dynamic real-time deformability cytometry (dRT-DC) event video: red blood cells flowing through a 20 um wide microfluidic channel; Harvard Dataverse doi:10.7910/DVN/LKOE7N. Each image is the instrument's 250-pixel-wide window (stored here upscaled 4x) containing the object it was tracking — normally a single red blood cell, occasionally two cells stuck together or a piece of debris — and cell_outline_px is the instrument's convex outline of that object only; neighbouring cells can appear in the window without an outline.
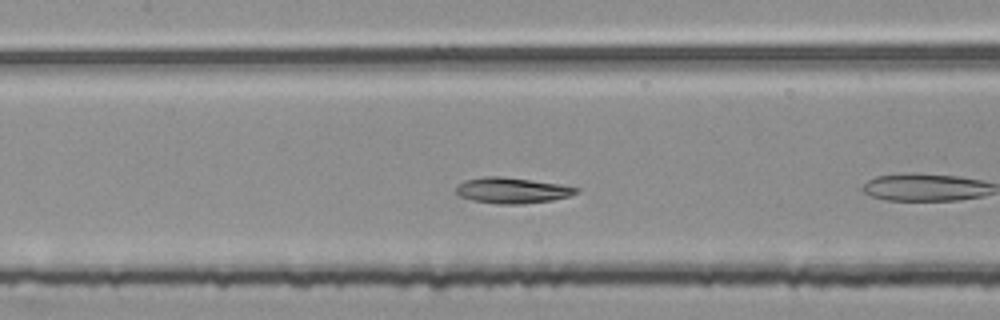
{"species": "common noctule bat (a hibernating species)", "species_latin": "Nyctalus noctula", "temperature_condition": "room temperature", "stored_images_in_passage": 10, "camera_frame_rate_fps": 3000, "um_per_image_px": 0.085, "animal": {"sex": "female", "body_mass_g": 25.1}, "frame": {"image": 1, "passage_image": 9, "time_ms": 2.667, "image_size_px": [1000, 320], "cell_outline_px": [[580, 192], [568, 196], [552, 200], [524, 204], [496, 204], [472, 200], [460, 196], [456, 192], [456, 184], [464, 180], [484, 176], [500, 176], [560, 184], [580, 188]], "centroid_in_image_um": [43.51, 16.18], "position_along_channel_um": 163.9, "area_um2": 18.15}}